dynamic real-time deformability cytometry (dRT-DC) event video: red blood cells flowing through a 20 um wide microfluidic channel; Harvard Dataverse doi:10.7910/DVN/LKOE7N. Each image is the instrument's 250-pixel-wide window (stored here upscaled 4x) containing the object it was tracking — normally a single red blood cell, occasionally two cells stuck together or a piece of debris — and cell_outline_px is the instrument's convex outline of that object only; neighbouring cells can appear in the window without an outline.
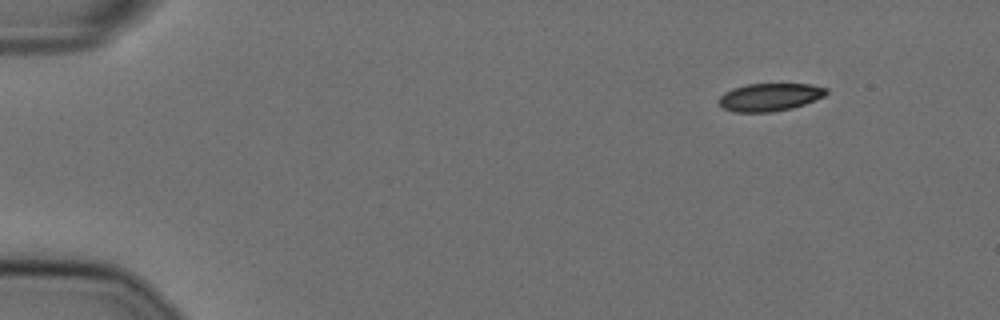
{"species": "Egyptian fruit bat (a non-hibernating species)", "species_latin": "Rousettus aegyptiacus", "temperature_condition": "cold", "stored_images_in_passage": 51, "camera_frame_rate_fps": 3000, "um_per_image_px": 0.085, "animal": {"sex": "female"}, "frame": {"image": 1, "passage_image": 1, "time_ms": 0.0, "image_size_px": [1000, 320], "cell_outline_px": [[828, 92], [824, 96], [804, 104], [792, 108], [772, 112], [732, 112], [724, 108], [716, 100], [724, 92], [732, 88], [748, 84], [812, 84], [828, 88]], "centroid_in_image_um": [65.41, 8.25], "position_along_channel_um": 19.6, "area_um2": 17.51}}
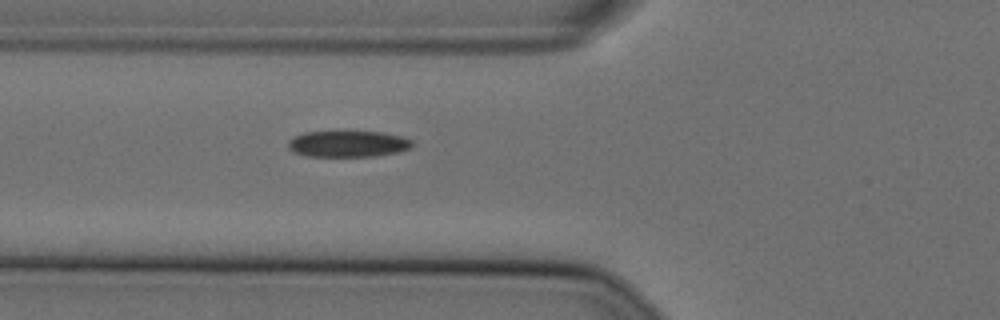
{"frame": {"image": 2, "passage_image": 16, "time_ms": 5.0, "image_size_px": [1000, 320], "cell_outline_px": [[412, 148], [400, 152], [376, 156], [304, 156], [292, 152], [288, 148], [288, 140], [292, 136], [304, 132], [336, 128], [384, 132], [404, 136], [412, 140]], "centroid_in_image_um": [29.55, 12.17], "position_along_channel_um": 96.3, "area_um2": 20.46}}
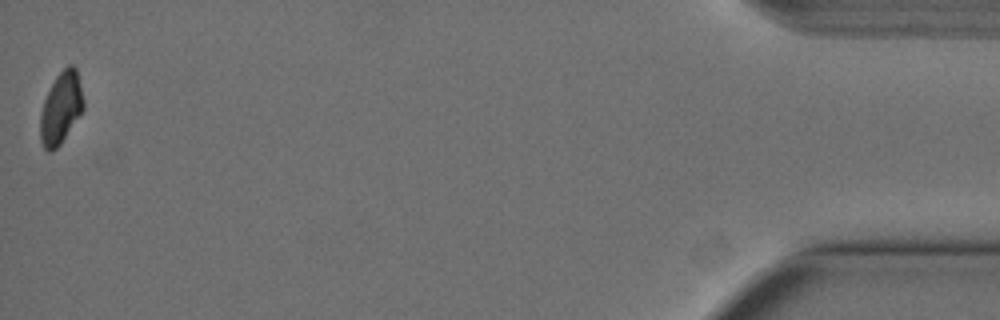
{"frame": {"image": 3, "passage_image": 51, "time_ms": 16.667, "image_size_px": [1000, 320], "cell_outline_px": [[84, 108], [60, 144], [52, 152], [48, 152], [44, 148], [40, 140], [40, 112], [44, 100], [56, 76], [68, 64], [72, 64], [76, 68], [84, 100]], "centroid_in_image_um": [5.17, 9.18], "position_along_channel_um": 430.0, "area_um2": 17.92}, "authors_computed_cell_mechanics": {"area_um2": 19.7676, "velocity_mm_per_s": 3.6065, "shape_relaxation_time_tau1_ms": 8.2427, "shape_relaxation_time_tau2_ms": 9.2998, "deformation_change_tau1": 0.174, "deformation_change_tau2": 0.1342}}